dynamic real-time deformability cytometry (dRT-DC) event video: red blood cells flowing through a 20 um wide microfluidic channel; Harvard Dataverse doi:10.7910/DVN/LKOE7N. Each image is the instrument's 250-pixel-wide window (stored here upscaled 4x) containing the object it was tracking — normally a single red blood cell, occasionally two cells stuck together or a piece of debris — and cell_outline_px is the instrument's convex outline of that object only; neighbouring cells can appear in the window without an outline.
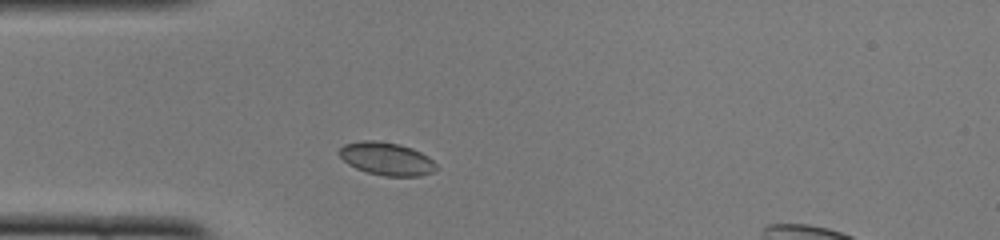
{"species": "common noctule bat (a hibernating species)", "species_latin": "Nyctalus noctula", "temperature_condition": "cold", "stored_images_in_passage": 38, "camera_frame_rate_fps": 3000, "um_per_image_px": 0.085, "animal": {"sex": "female", "body_mass_g": 22.0, "forearm_length_mm": 56.7}, "frame": {"image": 1, "passage_image": 1, "time_ms": 0.0, "image_size_px": [1000, 240], "cell_outline_px": [[440, 168], [432, 172], [420, 176], [384, 176], [368, 172], [356, 168], [348, 164], [340, 156], [340, 148], [344, 144], [360, 140], [376, 140], [400, 144], [412, 148], [428, 156]], "centroid_in_image_um": [32.88, 13.49], "position_along_channel_um": 52.1, "area_um2": 18.67}}
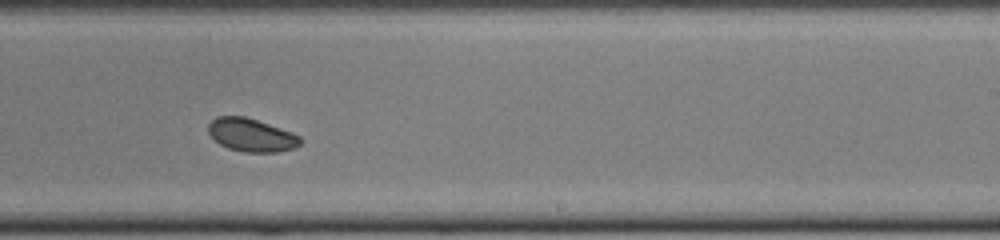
{"frame": {"image": 2, "passage_image": 18, "time_ms": 5.667, "image_size_px": [1000, 240], "cell_outline_px": [[300, 144], [292, 148], [280, 152], [244, 152], [228, 148], [220, 144], [208, 132], [208, 124], [216, 116], [244, 116], [292, 132], [300, 136]], "centroid_in_image_um": [21.35, 11.48], "position_along_channel_um": 267.7, "area_um2": 17.57}}
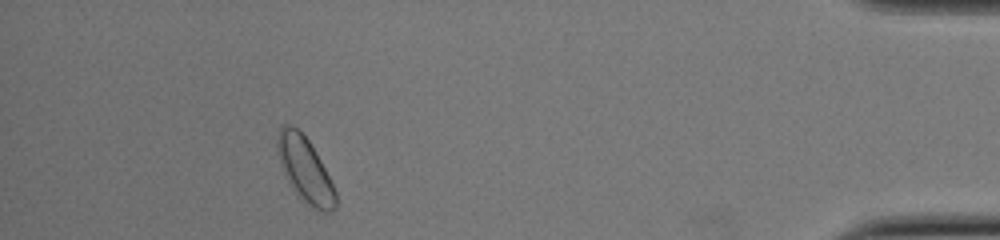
{"frame": {"image": 3, "passage_image": 33, "time_ms": 10.667, "image_size_px": [1000, 240], "cell_outline_px": [[336, 208], [332, 212], [324, 212], [304, 204], [292, 188], [284, 176], [280, 164], [276, 148], [276, 140], [280, 128], [284, 124], [288, 124], [296, 128], [308, 140], [316, 152], [336, 192]], "centroid_in_image_um": [25.9, 14.45], "position_along_channel_um": 409.3, "area_um2": 22.02}}